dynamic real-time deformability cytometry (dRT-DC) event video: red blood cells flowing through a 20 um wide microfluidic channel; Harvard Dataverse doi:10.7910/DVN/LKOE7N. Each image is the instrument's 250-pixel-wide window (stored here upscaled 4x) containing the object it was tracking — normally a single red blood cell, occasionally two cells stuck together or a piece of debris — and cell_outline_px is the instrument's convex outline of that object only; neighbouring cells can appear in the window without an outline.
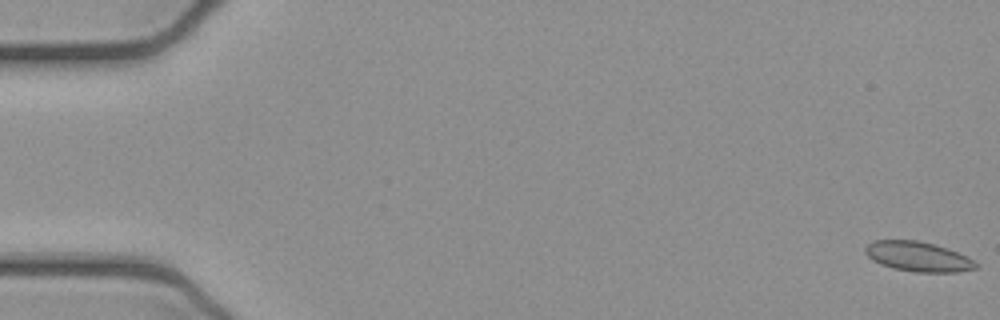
{"species": "common noctule bat (a hibernating species)", "species_latin": "Nyctalus noctula", "temperature_condition": "cold", "stored_images_in_passage": 53, "camera_frame_rate_fps": 3000, "um_per_image_px": 0.085, "animal": {"sex": "female", "body_mass_g": 21.9}, "frame": {"image": 1, "passage_image": 1, "time_ms": 0.0, "image_size_px": [1000, 320], "cell_outline_px": [[980, 264], [976, 268], [956, 272], [916, 272], [892, 268], [880, 264], [872, 260], [864, 252], [864, 248], [872, 240], [916, 240], [932, 244], [956, 252]], "centroid_in_image_um": [77.97, 21.81], "position_along_channel_um": 7.0, "area_um2": 19.02}}
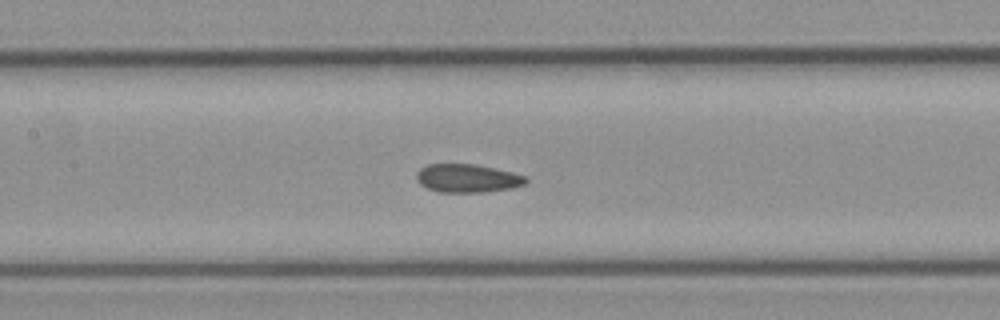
{"frame": {"image": 2, "passage_image": 25, "time_ms": 8.0, "image_size_px": [1000, 320], "cell_outline_px": [[528, 180], [524, 184], [512, 188], [484, 192], [436, 192], [420, 184], [416, 180], [416, 172], [420, 168], [428, 164], [472, 164], [512, 172], [528, 176]], "centroid_in_image_um": [39.71, 15.16], "position_along_channel_um": 167.7, "area_um2": 18.09}}
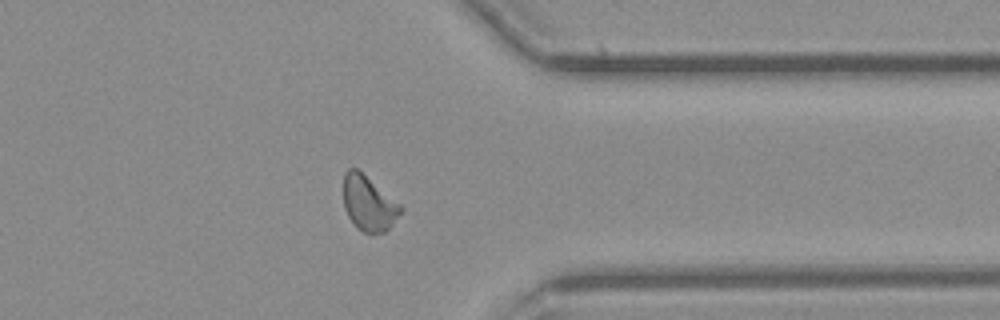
{"frame": {"image": 3, "passage_image": 42, "time_ms": 13.667, "image_size_px": [1000, 320], "cell_outline_px": [[404, 208], [388, 228], [384, 232], [372, 236], [356, 228], [348, 216], [344, 208], [344, 172], [348, 168], [356, 168], [400, 204]], "centroid_in_image_um": [31.31, 17.32], "position_along_channel_um": 380.1, "area_um2": 18.21}, "authors_computed_cell_mechanics": {"area_um2": 18.5538, "velocity_mm_per_s": 3.8963, "shape_relaxation_time_tau1_ms": null, "shape_relaxation_time_tau2_ms": 2.3715, "deformation_change_tau1": null, "deformation_change_tau2": 0.0737}}